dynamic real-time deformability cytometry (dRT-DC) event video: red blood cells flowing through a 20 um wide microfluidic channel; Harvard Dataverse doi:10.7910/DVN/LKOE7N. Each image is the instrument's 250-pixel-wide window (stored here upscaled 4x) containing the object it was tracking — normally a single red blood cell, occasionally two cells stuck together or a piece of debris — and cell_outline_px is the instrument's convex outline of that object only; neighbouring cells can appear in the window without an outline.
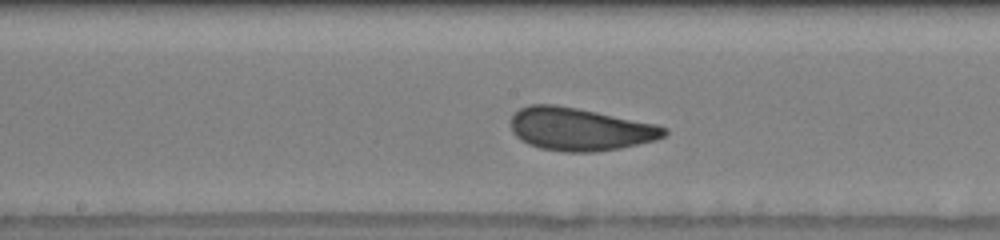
{"species": "human", "species_latin": "Homo sapiens", "temperature_condition": "warm", "stored_images_in_passage": 42, "camera_frame_rate_fps": 3000, "um_per_image_px": 0.085, "donor": {"sex": "male"}, "frame": {"image": 1, "passage_image": 19, "time_ms": 6.0, "image_size_px": [1000, 240], "cell_outline_px": [[668, 132], [664, 136], [656, 140], [620, 148], [592, 152], [564, 152], [540, 148], [528, 144], [520, 140], [512, 132], [512, 116], [520, 108], [528, 104], [556, 104], [656, 124], [668, 128]], "centroid_in_image_um": [49.28, 10.98], "position_along_channel_um": 198.9, "area_um2": 38.21}}